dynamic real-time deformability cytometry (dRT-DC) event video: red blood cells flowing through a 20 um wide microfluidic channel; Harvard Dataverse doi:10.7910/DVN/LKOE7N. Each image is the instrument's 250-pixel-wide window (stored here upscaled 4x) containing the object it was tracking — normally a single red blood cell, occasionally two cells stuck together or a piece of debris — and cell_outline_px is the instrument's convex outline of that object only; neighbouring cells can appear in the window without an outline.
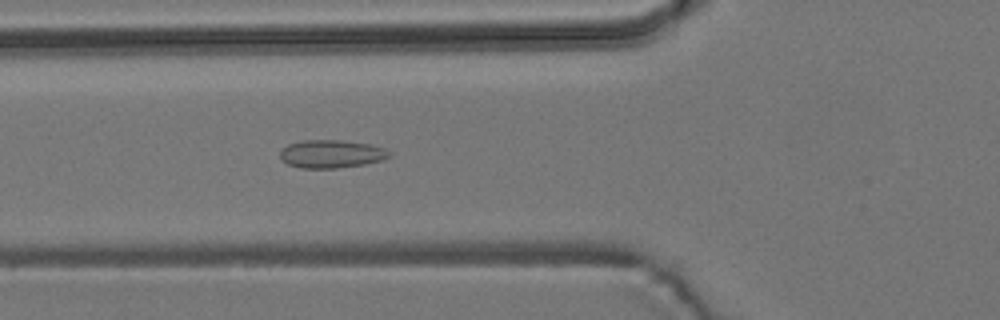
{"species": "common noctule bat (a hibernating species)", "species_latin": "Nyctalus noctula", "temperature_condition": "room temperature", "stored_images_in_passage": 2, "camera_frame_rate_fps": 3000, "um_per_image_px": 0.085, "animal": {"sex": "male", "body_mass_g": 19.2, "forearm_length_mm": 51.8}, "frame": {"image": 1, "passage_image": 2, "time_ms": 1.0, "image_size_px": [1000, 320], "cell_outline_px": [[392, 156], [384, 160], [364, 164], [336, 168], [300, 168], [288, 164], [280, 160], [280, 152], [288, 144], [304, 140], [340, 140], [368, 144], [384, 148], [392, 152]], "centroid_in_image_um": [28.18, 13.09], "position_along_channel_um": 97.6, "area_um2": 17.92}}